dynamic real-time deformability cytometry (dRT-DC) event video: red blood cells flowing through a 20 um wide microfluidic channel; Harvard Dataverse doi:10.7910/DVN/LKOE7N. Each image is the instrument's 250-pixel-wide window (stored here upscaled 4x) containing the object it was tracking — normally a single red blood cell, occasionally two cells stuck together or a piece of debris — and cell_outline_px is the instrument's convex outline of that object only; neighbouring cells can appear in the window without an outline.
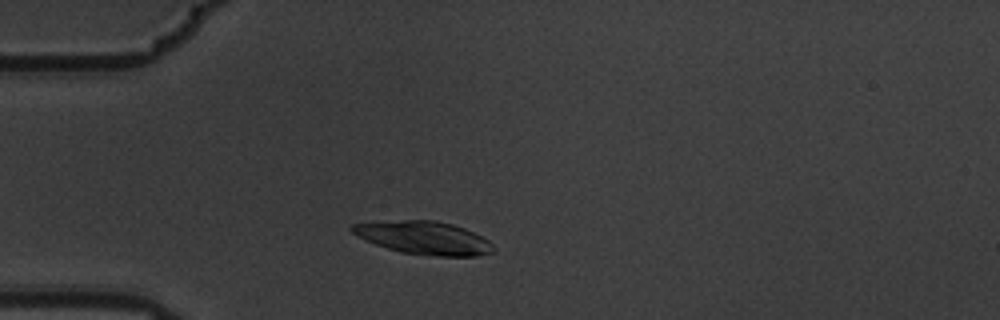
{"species": "common noctule bat (a hibernating species)", "species_latin": "Nyctalus noctula", "temperature_condition": "warm", "stored_images_in_passage": 1, "camera_frame_rate_fps": 3000, "um_per_image_px": 0.085, "animal": {"sex": "male", "body_mass_g": 19.5, "forearm_length_mm": 54.6}, "frame": {"image": 1, "passage_image": 1, "time_ms": 0.0, "image_size_px": [1000, 320], "cell_outline_px": [[496, 252], [476, 256], [436, 256], [400, 252], [376, 244], [356, 236], [348, 228], [352, 224], [400, 220], [436, 220], [452, 224], [464, 228], [488, 240], [496, 248]], "centroid_in_image_um": [36.05, 20.22], "position_along_channel_um": 49.0, "area_um2": 27.17}}